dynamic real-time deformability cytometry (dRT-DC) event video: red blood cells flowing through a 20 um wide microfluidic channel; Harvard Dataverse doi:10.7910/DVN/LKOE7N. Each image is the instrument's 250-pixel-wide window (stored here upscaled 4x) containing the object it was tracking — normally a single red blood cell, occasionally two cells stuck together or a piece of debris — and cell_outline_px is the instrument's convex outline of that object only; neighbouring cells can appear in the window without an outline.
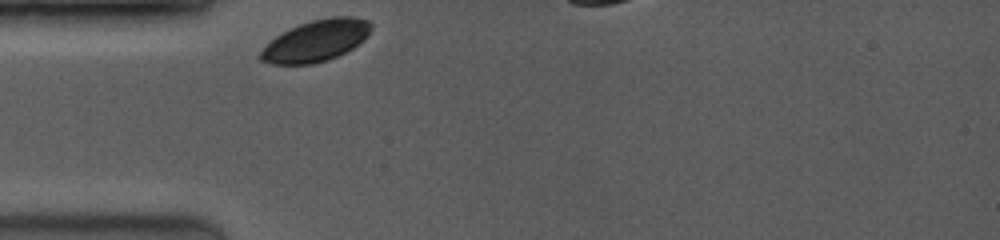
{"species": "common noctule bat (a hibernating species)", "species_latin": "Nyctalus noctula", "temperature_condition": "room temperature", "stored_images_in_passage": 21, "camera_frame_rate_fps": 3500, "um_per_image_px": 0.085, "animal": {"sex": "female", "body_mass_g": 19.0, "forearm_length_mm": 53.3}, "frame": {"image": 1, "passage_image": 1, "time_ms": 0.0, "image_size_px": [1000, 240], "cell_outline_px": [[372, 28], [368, 36], [364, 40], [352, 48], [328, 60], [312, 64], [272, 64], [260, 60], [256, 56], [276, 36], [300, 24], [312, 20], [332, 16], [352, 16], [368, 20], [372, 24]], "centroid_in_image_um": [26.89, 3.46], "position_along_channel_um": 58.1, "area_um2": 26.53}}
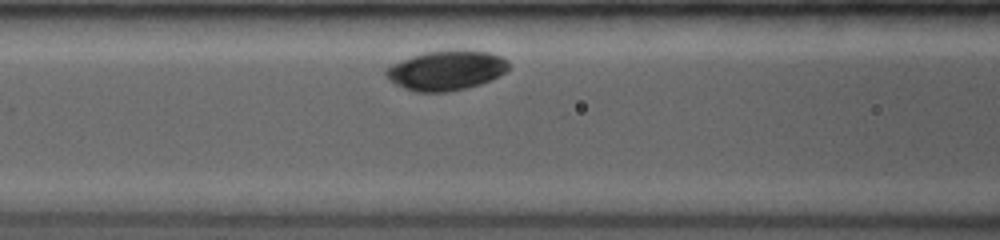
{"frame": {"image": 2, "passage_image": 7, "time_ms": 2.0, "image_size_px": [1000, 240], "cell_outline_px": [[508, 68], [500, 76], [492, 80], [480, 84], [464, 88], [444, 92], [416, 92], [404, 88], [388, 80], [384, 76], [384, 68], [392, 64], [412, 56], [424, 52], [452, 48], [464, 48], [488, 52], [500, 56], [508, 60]], "centroid_in_image_um": [37.91, 5.95], "position_along_channel_um": 128.7, "area_um2": 28.96}}
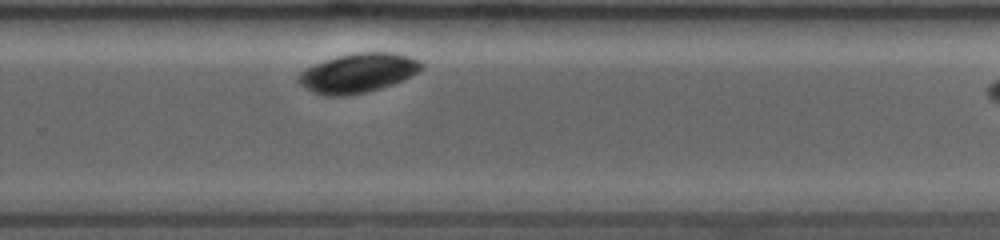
{"frame": {"image": 3, "passage_image": 21, "time_ms": 6.571, "image_size_px": [1000, 240], "cell_outline_px": [[424, 68], [392, 84], [368, 92], [348, 96], [324, 96], [312, 92], [300, 84], [296, 80], [296, 76], [304, 68], [340, 56], [356, 52], [396, 52], [408, 56], [424, 64]], "centroid_in_image_um": [30.38, 6.22], "position_along_channel_um": 299.4, "area_um2": 28.03}}